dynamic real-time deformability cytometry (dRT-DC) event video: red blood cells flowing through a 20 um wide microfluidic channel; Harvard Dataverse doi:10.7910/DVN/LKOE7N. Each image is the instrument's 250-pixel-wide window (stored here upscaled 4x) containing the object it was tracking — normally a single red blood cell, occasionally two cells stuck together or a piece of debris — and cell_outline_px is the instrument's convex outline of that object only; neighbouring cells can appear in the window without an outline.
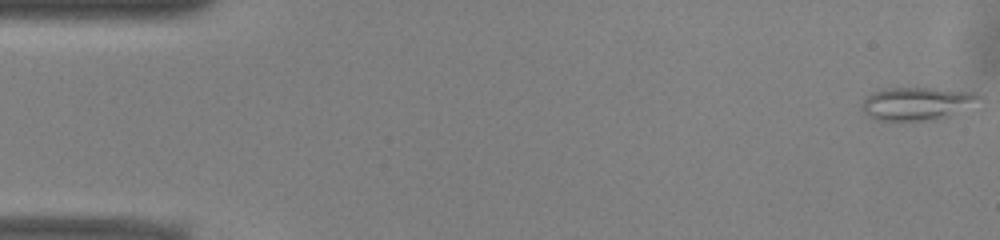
{"species": "common noctule bat (a hibernating species)", "species_latin": "Nyctalus noctula", "temperature_condition": "warm", "stored_images_in_passage": 51, "camera_frame_rate_fps": 3000, "um_per_image_px": 0.085, "animal": {"sex": "male", "body_mass_g": 13.0, "forearm_length_mm": 53.1}, "frame": {"image": 1, "passage_image": 1, "time_ms": 0.0, "image_size_px": [1000, 240], "cell_outline_px": [[984, 96], [948, 116], [936, 120], [876, 120], [864, 112], [860, 108], [860, 104], [872, 92], [888, 88], [932, 88], [976, 92]], "centroid_in_image_um": [77.88, 8.79], "position_along_channel_um": 7.1, "area_um2": 22.14}}
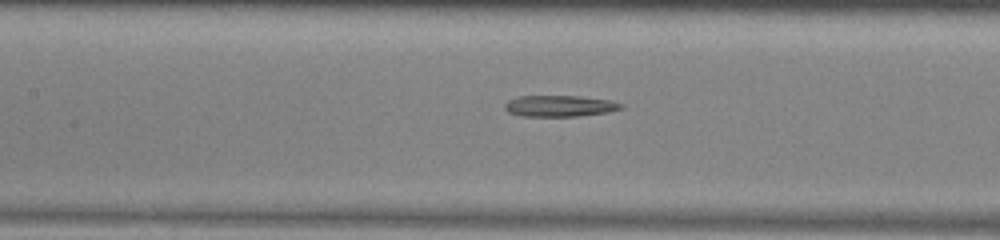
{"frame": {"image": 2, "passage_image": 23, "time_ms": 7.333, "image_size_px": [1000, 240], "cell_outline_px": [[624, 108], [608, 112], [576, 116], [520, 116], [508, 112], [504, 108], [504, 104], [508, 100], [520, 96], [580, 96], [608, 100], [624, 104]], "centroid_in_image_um": [47.56, 9.01], "position_along_channel_um": 159.8, "area_um2": 14.39}}
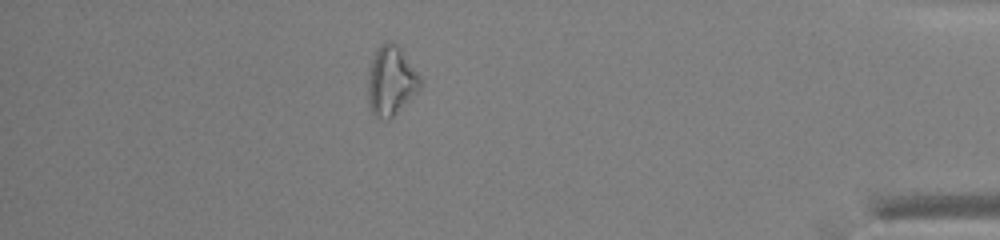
{"frame": {"image": 3, "passage_image": 45, "time_ms": 14.667, "image_size_px": [1000, 240], "cell_outline_px": [[420, 88], [388, 120], [376, 120], [368, 104], [368, 72], [376, 48], [380, 44], [388, 40], [392, 40], [400, 48], [420, 76]], "centroid_in_image_um": [33.19, 6.86], "position_along_channel_um": 402.0, "area_um2": 21.04}}